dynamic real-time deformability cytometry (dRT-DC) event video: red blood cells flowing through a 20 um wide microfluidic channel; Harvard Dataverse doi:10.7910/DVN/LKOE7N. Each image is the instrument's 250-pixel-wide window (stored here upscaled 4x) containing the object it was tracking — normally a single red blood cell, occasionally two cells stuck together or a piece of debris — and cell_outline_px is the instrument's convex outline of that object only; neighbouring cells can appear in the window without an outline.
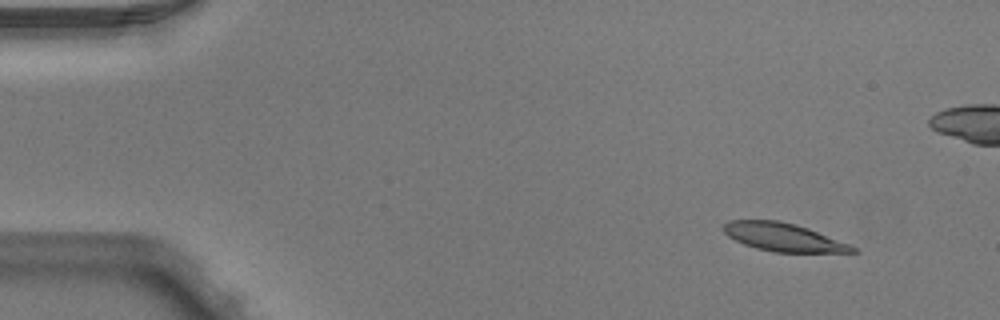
{"species": "Egyptian fruit bat (a non-hibernating species)", "species_latin": "Rousettus aegyptiacus", "temperature_condition": "warm", "stored_images_in_passage": 6, "camera_frame_rate_fps": 3000, "um_per_image_px": 0.085, "animal": {"sex": "male"}, "frame": {"image": 1, "passage_image": 1, "time_ms": 0.0, "image_size_px": [1000, 320], "cell_outline_px": [[860, 252], [772, 252], [756, 248], [744, 244], [728, 236], [724, 232], [724, 224], [728, 220], [780, 220], [796, 224], [808, 228], [848, 244], [856, 248]], "centroid_in_image_um": [66.56, 20.15], "position_along_channel_um": 18.4, "area_um2": 20.98}}
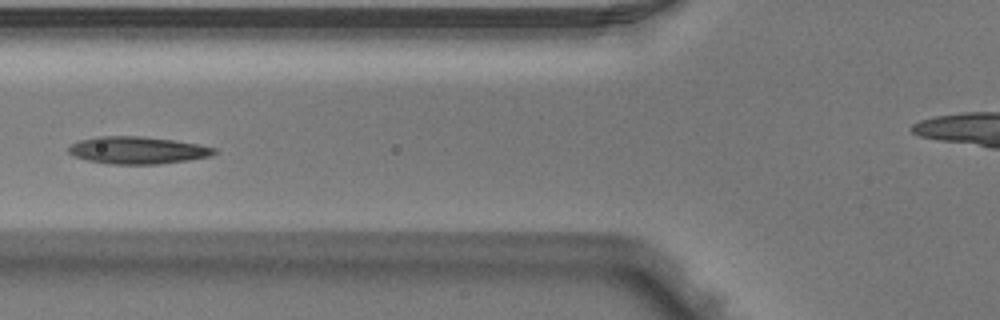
{"frame": {"image": 2, "passage_image": 5, "time_ms": 1.333, "image_size_px": [1000, 320], "cell_outline_px": [[216, 152], [208, 156], [188, 160], [156, 164], [108, 164], [88, 160], [72, 156], [68, 152], [68, 148], [72, 144], [80, 140], [96, 136], [140, 136], [172, 140], [196, 144], [216, 148]], "centroid_in_image_um": [11.63, 12.77], "position_along_channel_um": 114.2, "area_um2": 22.95}}